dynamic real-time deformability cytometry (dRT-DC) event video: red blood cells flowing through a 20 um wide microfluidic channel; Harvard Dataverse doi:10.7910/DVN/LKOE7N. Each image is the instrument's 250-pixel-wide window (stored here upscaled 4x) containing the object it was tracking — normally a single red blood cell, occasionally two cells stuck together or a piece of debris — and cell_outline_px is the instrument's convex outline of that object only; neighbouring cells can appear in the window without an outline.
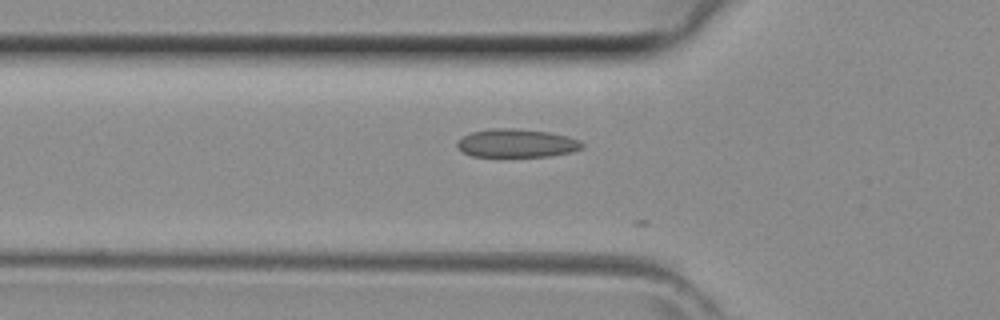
{"species": "common noctule bat (a hibernating species)", "species_latin": "Nyctalus noctula", "temperature_condition": "room temperature", "stored_images_in_passage": 5, "camera_frame_rate_fps": 3000, "um_per_image_px": 0.085, "animal": {"sex": "female", "body_mass_g": 29.2, "forearm_length_mm": 56.3}, "frame": {"image": 1, "passage_image": 2, "time_ms": 0.333, "image_size_px": [1000, 320], "cell_outline_px": [[584, 148], [572, 152], [548, 156], [472, 156], [464, 152], [456, 144], [464, 136], [472, 132], [492, 128], [516, 128], [552, 132], [568, 136], [580, 140], [584, 144]], "centroid_in_image_um": [43.99, 12.16], "position_along_channel_um": 81.8, "area_um2": 20.63}}
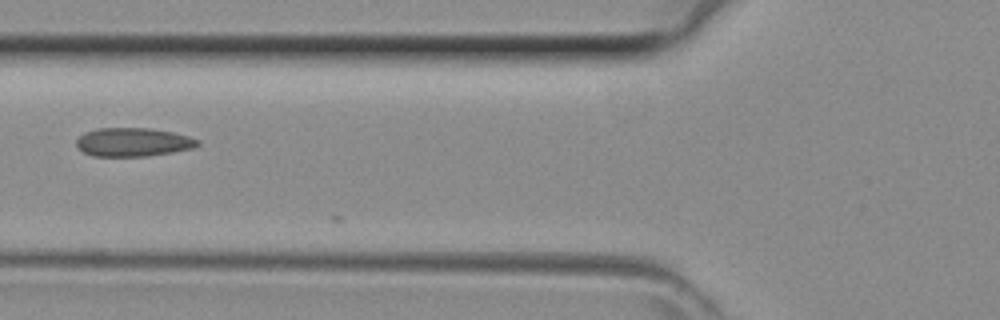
{"frame": {"image": 2, "passage_image": 4, "time_ms": 1.0, "image_size_px": [1000, 320], "cell_outline_px": [[200, 144], [192, 148], [172, 152], [144, 156], [92, 156], [76, 148], [76, 140], [84, 132], [96, 128], [148, 128], [172, 132], [188, 136], [200, 140]], "centroid_in_image_um": [11.27, 12.08], "position_along_channel_um": 114.5, "area_um2": 20.23}}